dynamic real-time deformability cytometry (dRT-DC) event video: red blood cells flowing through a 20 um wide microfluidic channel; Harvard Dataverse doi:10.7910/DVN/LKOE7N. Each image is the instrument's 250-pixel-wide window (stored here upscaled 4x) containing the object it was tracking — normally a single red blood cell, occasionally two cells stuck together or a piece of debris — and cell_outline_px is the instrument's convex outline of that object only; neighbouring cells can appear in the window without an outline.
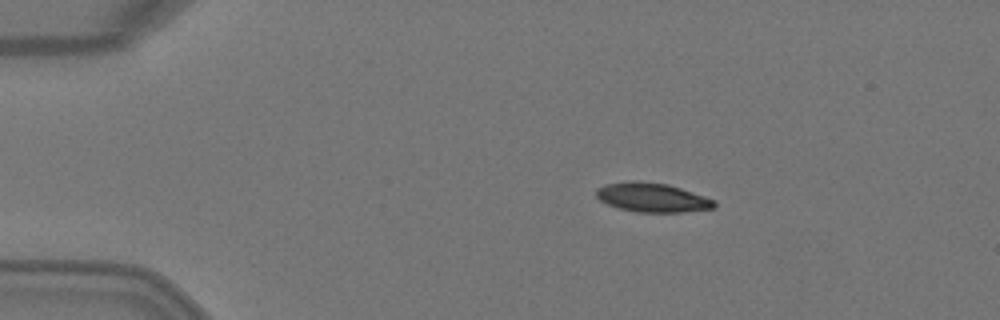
{"species": "Egyptian fruit bat (a non-hibernating species)", "species_latin": "Rousettus aegyptiacus", "temperature_condition": "warm", "stored_images_in_passage": 2, "camera_frame_rate_fps": 3000, "um_per_image_px": 0.085, "animal": {"sex": "female"}, "frame": {"image": 1, "passage_image": 1, "time_ms": 0.0, "image_size_px": [1000, 320], "cell_outline_px": [[716, 208], [684, 212], [636, 212], [620, 208], [608, 204], [600, 200], [596, 196], [596, 188], [604, 184], [628, 180], [636, 180], [668, 184], [716, 200]], "centroid_in_image_um": [55.43, 16.78], "position_along_channel_um": 29.6, "area_um2": 20.23}}